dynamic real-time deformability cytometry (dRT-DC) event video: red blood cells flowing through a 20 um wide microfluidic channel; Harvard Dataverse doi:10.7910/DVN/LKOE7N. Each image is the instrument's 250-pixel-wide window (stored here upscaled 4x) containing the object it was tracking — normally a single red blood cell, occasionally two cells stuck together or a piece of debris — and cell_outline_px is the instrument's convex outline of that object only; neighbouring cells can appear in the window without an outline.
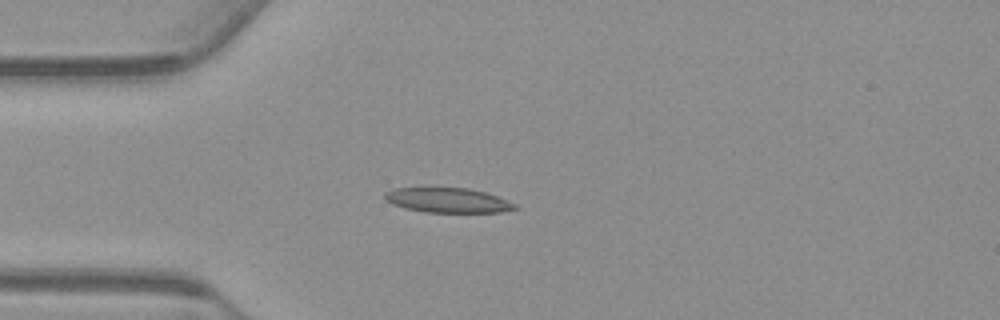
{"species": "common noctule bat (a hibernating species)", "species_latin": "Nyctalus noctula", "temperature_condition": "warm", "stored_images_in_passage": 54, "camera_frame_rate_fps": 3000, "um_per_image_px": 0.085, "animal": {"sex": "male", "body_mass_g": 23.1, "forearm_length_mm": 52.7}, "frame": {"image": 1, "passage_image": 14, "time_ms": 4.333, "image_size_px": [1000, 320], "cell_outline_px": [[520, 208], [500, 212], [424, 212], [404, 208], [392, 204], [384, 200], [384, 192], [396, 188], [468, 188], [484, 192], [496, 196], [516, 204]], "centroid_in_image_um": [38.03, 17.03], "position_along_channel_um": 47.0, "area_um2": 18.73}}
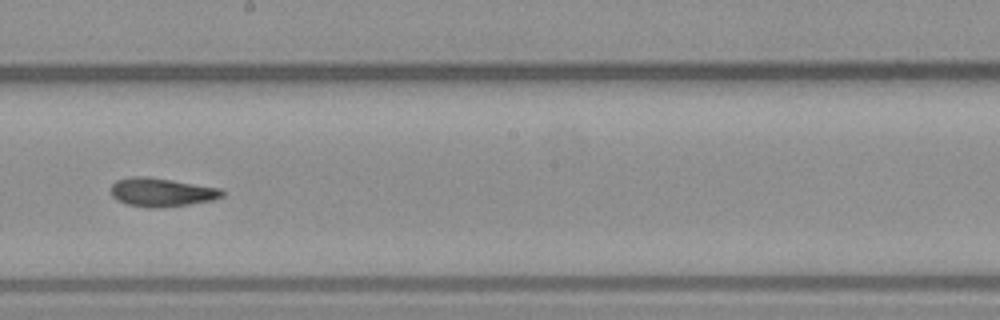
{"frame": {"image": 2, "passage_image": 30, "time_ms": 9.667, "image_size_px": [1000, 320], "cell_outline_px": [[224, 196], [212, 200], [188, 204], [160, 208], [148, 208], [128, 204], [116, 200], [112, 196], [108, 188], [116, 180], [128, 176], [148, 176], [220, 188], [224, 192]], "centroid_in_image_um": [13.67, 16.33], "position_along_channel_um": 234.5, "area_um2": 18.79}}
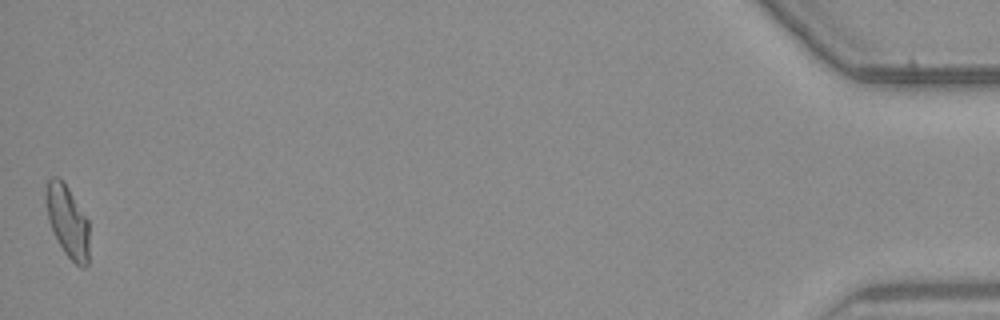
{"frame": {"image": 3, "passage_image": 54, "time_ms": 17.667, "image_size_px": [1000, 320], "cell_outline_px": [[88, 264], [84, 268], [80, 268], [64, 252], [48, 220], [44, 200], [44, 192], [48, 180], [52, 176], [60, 176], [68, 188], [88, 220]], "centroid_in_image_um": [5.71, 18.77], "position_along_channel_um": 429.5, "area_um2": 18.15}, "authors_computed_cell_mechanics": {"area_um2": 18.4671, "velocity_mm_per_s": 3.7576, "shape_relaxation_time_tau1_ms": 8.9933, "shape_relaxation_time_tau2_ms": 3.8827, "deformation_change_tau1": 0.2166, "deformation_change_tau2": 0.1086}}